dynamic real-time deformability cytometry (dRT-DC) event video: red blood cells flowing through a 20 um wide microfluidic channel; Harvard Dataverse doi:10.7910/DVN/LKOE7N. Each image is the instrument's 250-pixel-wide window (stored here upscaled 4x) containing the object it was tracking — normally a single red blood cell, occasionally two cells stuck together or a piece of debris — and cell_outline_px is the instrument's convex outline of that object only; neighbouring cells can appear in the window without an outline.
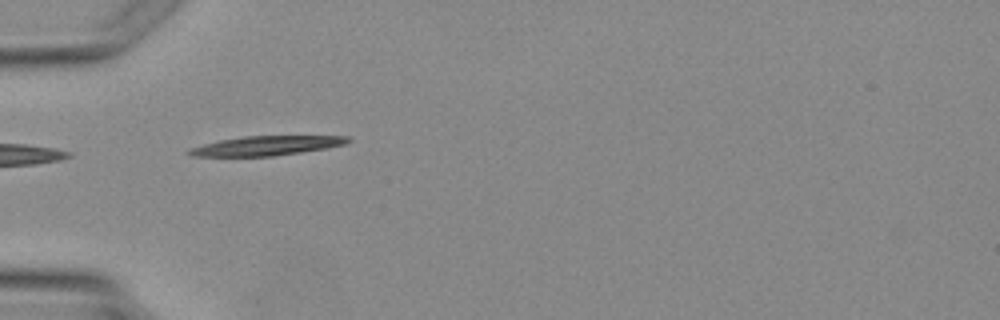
{"species": "Egyptian fruit bat (a non-hibernating species)", "species_latin": "Rousettus aegyptiacus", "temperature_condition": "warm", "stored_images_in_passage": 4, "camera_frame_rate_fps": 3000, "um_per_image_px": 0.085, "animal": {"sex": "female"}, "frame": {"image": 1, "passage_image": 3, "time_ms": 2.667, "image_size_px": [1000, 320], "cell_outline_px": [[352, 140], [344, 144], [324, 148], [300, 152], [272, 156], [192, 156], [184, 152], [188, 148], [220, 140], [244, 136], [348, 136]], "centroid_in_image_um": [22.58, 12.38], "position_along_channel_um": 62.4, "area_um2": 17.8}}
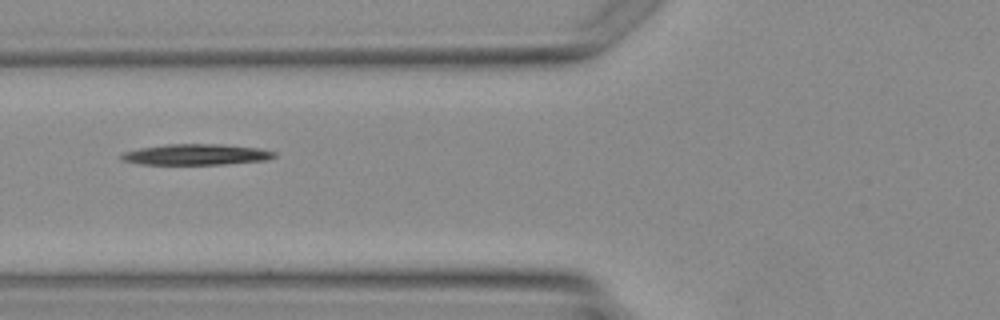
{"frame": {"image": 2, "passage_image": 4, "time_ms": 3.667, "image_size_px": [1000, 320], "cell_outline_px": [[276, 156], [268, 160], [224, 164], [140, 164], [120, 160], [120, 156], [124, 152], [140, 148], [168, 144], [220, 144], [256, 148], [276, 152]], "centroid_in_image_um": [16.66, 13.13], "position_along_channel_um": 109.1, "area_um2": 18.5}}